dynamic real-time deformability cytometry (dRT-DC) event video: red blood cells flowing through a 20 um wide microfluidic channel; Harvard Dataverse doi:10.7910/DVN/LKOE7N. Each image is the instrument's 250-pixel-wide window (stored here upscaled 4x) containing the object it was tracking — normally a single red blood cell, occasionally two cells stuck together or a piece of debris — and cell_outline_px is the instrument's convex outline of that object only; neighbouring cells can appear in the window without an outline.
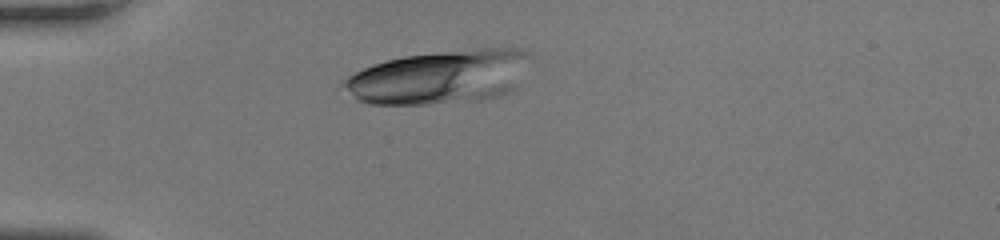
{"species": "human", "species_latin": "Homo sapiens", "temperature_condition": "room temperature", "stored_images_in_passage": 17, "camera_frame_rate_fps": 3000, "um_per_image_px": 0.085, "donor": {"sex": "female"}, "frame": {"image": 1, "passage_image": 8, "time_ms": 2.333, "image_size_px": [1000, 240], "cell_outline_px": [[524, 56], [520, 84], [512, 92], [480, 100], [428, 104], [368, 104], [356, 100], [340, 84], [340, 80], [372, 64], [404, 56], [476, 48], [524, 48]], "centroid_in_image_um": [37.28, 6.57], "position_along_channel_um": 47.7, "area_um2": 57.97}}